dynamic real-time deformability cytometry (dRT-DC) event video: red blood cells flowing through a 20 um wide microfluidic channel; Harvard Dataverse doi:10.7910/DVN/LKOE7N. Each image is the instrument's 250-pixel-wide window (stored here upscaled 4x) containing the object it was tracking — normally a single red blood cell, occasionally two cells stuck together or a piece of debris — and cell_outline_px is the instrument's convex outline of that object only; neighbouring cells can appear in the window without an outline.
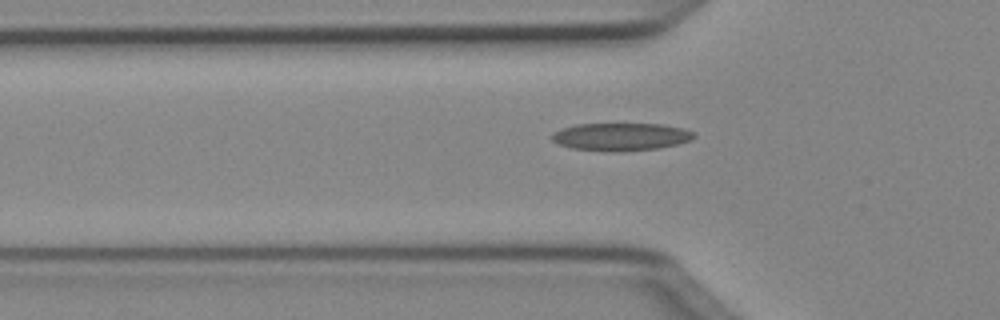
{"species": "Egyptian fruit bat (a non-hibernating species)", "species_latin": "Rousettus aegyptiacus", "temperature_condition": "cold", "stored_images_in_passage": 36, "camera_frame_rate_fps": 3000, "um_per_image_px": 0.085, "animal": {"sex": "female"}, "frame": {"image": 1, "passage_image": 5, "time_ms": 1.333, "image_size_px": [1000, 320], "cell_outline_px": [[696, 136], [692, 140], [660, 148], [624, 152], [612, 152], [572, 148], [556, 144], [552, 140], [552, 132], [560, 128], [576, 124], [660, 124], [684, 128], [692, 132]], "centroid_in_image_um": [52.75, 11.63], "position_along_channel_um": 73.1, "area_um2": 23.24}}
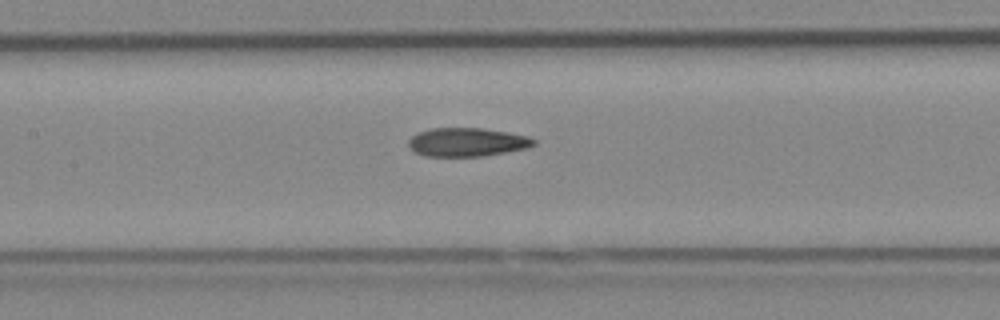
{"frame": {"image": 2, "passage_image": 12, "time_ms": 3.667, "image_size_px": [1000, 320], "cell_outline_px": [[536, 144], [528, 148], [484, 156], [424, 156], [408, 148], [408, 140], [416, 132], [432, 128], [480, 128], [508, 132], [528, 136], [536, 140]], "centroid_in_image_um": [39.69, 12.08], "position_along_channel_um": 167.7, "area_um2": 21.04}}
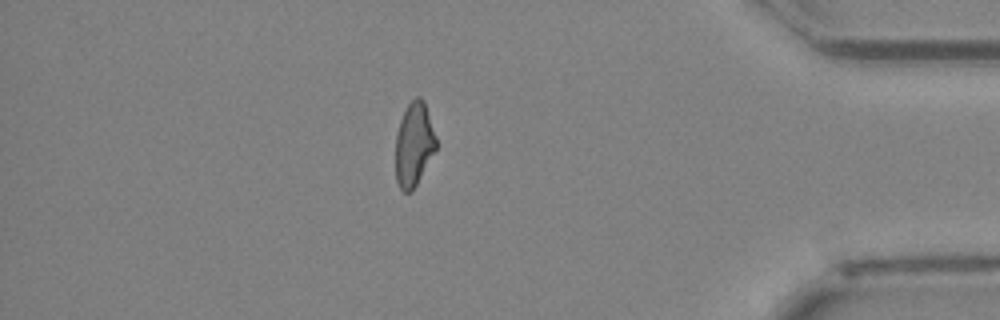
{"frame": {"image": 3, "passage_image": 32, "time_ms": 10.333, "image_size_px": [1000, 320], "cell_outline_px": [[436, 148], [412, 192], [404, 192], [400, 188], [396, 180], [396, 136], [400, 120], [408, 104], [416, 96], [420, 96], [424, 100], [436, 136]], "centroid_in_image_um": [35.18, 12.26], "position_along_channel_um": 400.0, "area_um2": 19.59}}